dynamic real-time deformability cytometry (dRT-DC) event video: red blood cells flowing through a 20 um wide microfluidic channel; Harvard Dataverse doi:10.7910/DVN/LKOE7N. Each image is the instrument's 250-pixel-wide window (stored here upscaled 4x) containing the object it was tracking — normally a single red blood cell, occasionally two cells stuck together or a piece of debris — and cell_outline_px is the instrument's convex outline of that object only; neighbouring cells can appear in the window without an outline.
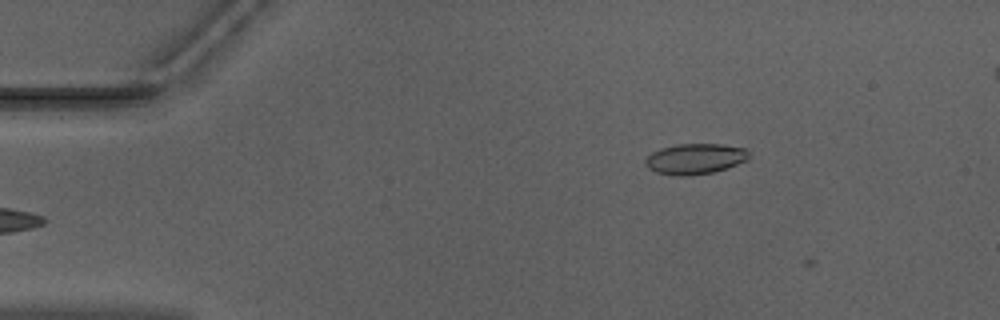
{"species": "Egyptian fruit bat (a non-hibernating species)", "species_latin": "Rousettus aegyptiacus", "temperature_condition": "warm", "stored_images_in_passage": 6, "camera_frame_rate_fps": 3000, "um_per_image_px": 0.085, "animal": {"sex": "male"}, "frame": {"image": 1, "passage_image": 5, "time_ms": 1.333, "image_size_px": [1000, 320], "cell_outline_px": [[748, 160], [712, 172], [688, 176], [680, 176], [656, 172], [648, 168], [644, 164], [644, 160], [652, 152], [660, 148], [680, 144], [724, 144], [744, 148], [748, 152]], "centroid_in_image_um": [59.05, 13.49], "position_along_channel_um": 26.0, "area_um2": 18.32}}